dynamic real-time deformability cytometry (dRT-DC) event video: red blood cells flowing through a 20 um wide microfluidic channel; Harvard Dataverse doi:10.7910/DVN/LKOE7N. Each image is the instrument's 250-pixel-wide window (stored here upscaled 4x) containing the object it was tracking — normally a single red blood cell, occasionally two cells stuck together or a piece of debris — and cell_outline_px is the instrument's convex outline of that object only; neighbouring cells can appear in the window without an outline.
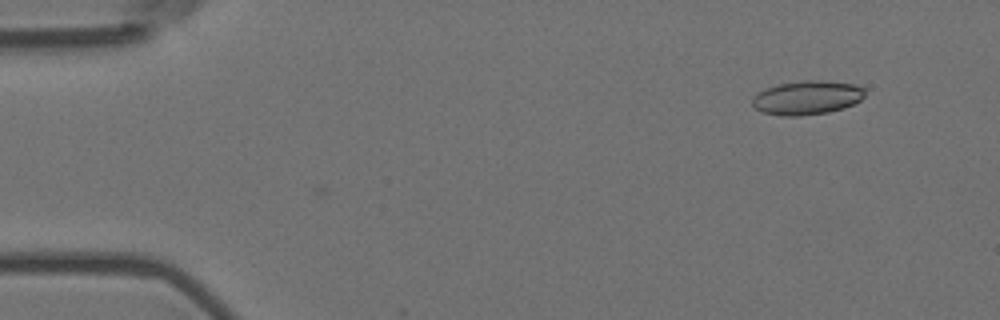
{"species": "Egyptian fruit bat (a non-hibernating species)", "species_latin": "Rousettus aegyptiacus", "temperature_condition": "room temperature", "stored_images_in_passage": 3, "camera_frame_rate_fps": 3000, "um_per_image_px": 0.085, "animal": {"sex": "female"}, "frame": {"image": 1, "passage_image": 1, "time_ms": 0.0, "image_size_px": [1000, 320], "cell_outline_px": [[864, 96], [860, 100], [844, 108], [828, 112], [800, 116], [780, 116], [764, 112], [756, 108], [752, 104], [752, 96], [768, 88], [780, 84], [804, 80], [820, 80], [856, 84], [864, 88]], "centroid_in_image_um": [68.61, 8.3], "position_along_channel_um": 16.4, "area_um2": 22.14}}